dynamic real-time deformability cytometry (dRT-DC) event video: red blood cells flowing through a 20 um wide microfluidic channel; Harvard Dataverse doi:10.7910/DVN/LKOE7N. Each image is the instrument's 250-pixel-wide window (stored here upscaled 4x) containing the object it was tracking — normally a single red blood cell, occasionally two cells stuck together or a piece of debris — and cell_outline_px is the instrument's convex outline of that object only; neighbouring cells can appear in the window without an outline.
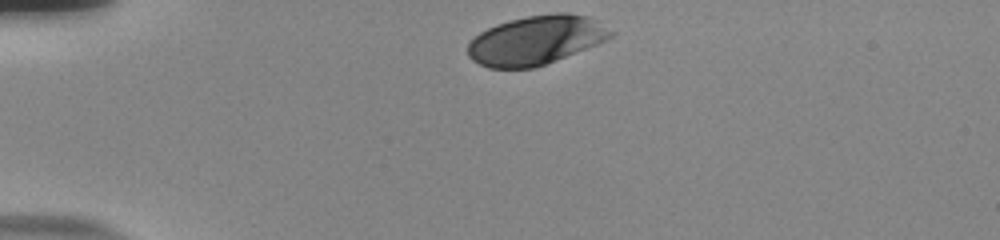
{"species": "human", "species_latin": "Homo sapiens", "temperature_condition": "room temperature", "stored_images_in_passage": 35, "camera_frame_rate_fps": 3000, "um_per_image_px": 0.085, "donor": {"sex": "male"}, "frame": {"image": 1, "passage_image": 1, "time_ms": 0.0, "image_size_px": [1000, 240], "cell_outline_px": [[616, 32], [612, 36], [596, 44], [556, 60], [532, 68], [488, 68], [472, 60], [468, 56], [468, 44], [480, 32], [496, 24], [508, 20], [528, 16], [556, 12], [568, 12], [584, 16]], "centroid_in_image_um": [45.51, 3.41], "position_along_channel_um": 39.5, "area_um2": 40.34}}
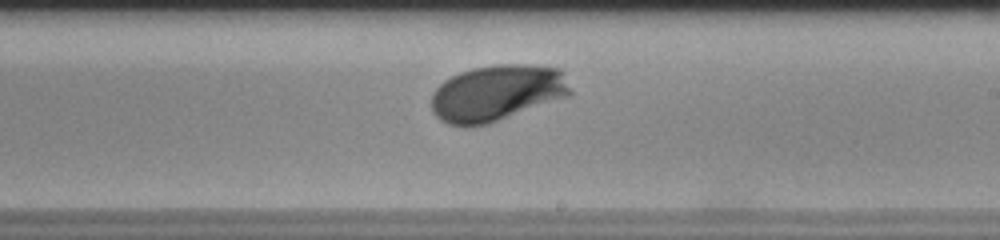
{"frame": {"image": 2, "passage_image": 22, "time_ms": 7.0, "image_size_px": [1000, 240], "cell_outline_px": [[572, 96], [488, 124], [464, 128], [448, 124], [440, 120], [432, 112], [432, 92], [444, 80], [460, 72], [472, 68], [496, 64], [524, 64], [560, 68], [572, 92]], "centroid_in_image_um": [42.24, 7.92], "position_along_channel_um": 246.8, "area_um2": 46.12}}
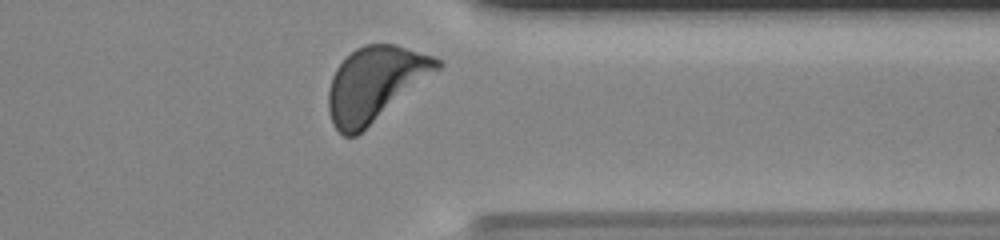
{"frame": {"image": 3, "passage_image": 33, "time_ms": 10.667, "image_size_px": [1000, 240], "cell_outline_px": [[444, 64], [440, 68], [356, 136], [344, 136], [332, 124], [328, 112], [328, 92], [332, 76], [336, 68], [356, 48], [364, 44], [396, 44], [444, 60]], "centroid_in_image_um": [31.87, 7.11], "position_along_channel_um": 379.5, "area_um2": 46.53}, "authors_computed_cell_mechanics": {"area_um2": 42.7142, "velocity_mm_per_s": 3.6827, "shape_relaxation_time_tau1_ms": 2.509, "shape_relaxation_time_tau2_ms": null, "deformation_change_tau1": 0.1397, "deformation_change_tau2": null}}